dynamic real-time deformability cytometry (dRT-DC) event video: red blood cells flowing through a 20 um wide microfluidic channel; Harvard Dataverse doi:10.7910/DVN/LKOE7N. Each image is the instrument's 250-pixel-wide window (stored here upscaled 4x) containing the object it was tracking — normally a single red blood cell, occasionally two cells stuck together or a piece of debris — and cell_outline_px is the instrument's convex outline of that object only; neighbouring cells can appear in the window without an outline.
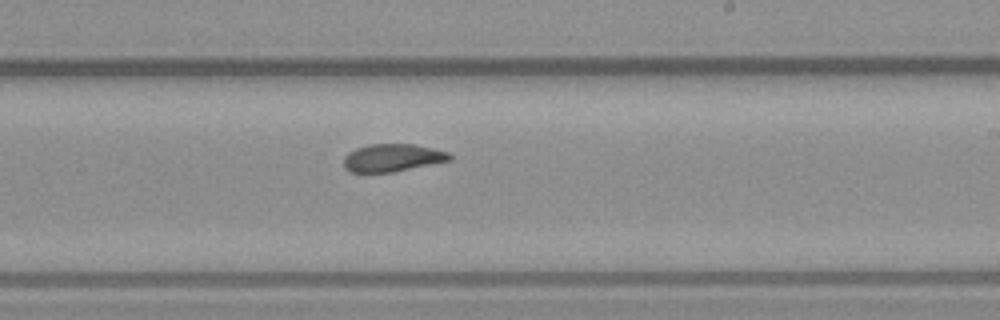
{"species": "common noctule bat (a hibernating species)", "species_latin": "Nyctalus noctula", "temperature_condition": "warm", "stored_images_in_passage": 9, "camera_frame_rate_fps": 3000, "um_per_image_px": 0.085, "animal": {"sex": "male", "body_mass_g": 23.1, "forearm_length_mm": 52.7}, "frame": {"image": 1, "passage_image": 9, "time_ms": 2.667, "image_size_px": [1000, 320], "cell_outline_px": [[452, 160], [392, 172], [348, 172], [344, 168], [344, 156], [348, 152], [356, 148], [368, 144], [412, 144], [432, 148], [448, 152], [452, 156]], "centroid_in_image_um": [33.33, 13.41], "position_along_channel_um": 255.7, "area_um2": 17.11}}